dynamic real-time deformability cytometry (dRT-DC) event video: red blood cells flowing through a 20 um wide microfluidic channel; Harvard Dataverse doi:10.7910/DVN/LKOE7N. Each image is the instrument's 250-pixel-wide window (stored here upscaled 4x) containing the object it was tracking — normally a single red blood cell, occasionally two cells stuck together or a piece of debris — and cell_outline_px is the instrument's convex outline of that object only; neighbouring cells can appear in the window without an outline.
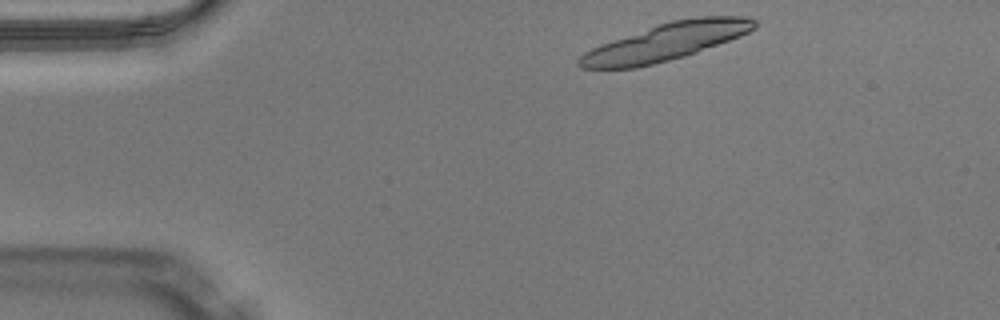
{"species": "Egyptian fruit bat (a non-hibernating species)", "species_latin": "Rousettus aegyptiacus", "temperature_condition": "warm", "stored_images_in_passage": 10, "camera_frame_rate_fps": 3000, "um_per_image_px": 0.085, "animal": {"sex": "male"}, "frame": {"image": 1, "passage_image": 1, "time_ms": 0.0, "image_size_px": [1000, 320], "cell_outline_px": [[756, 28], [740, 36], [696, 52], [684, 56], [636, 68], [580, 68], [576, 64], [576, 60], [584, 52], [600, 44], [656, 24], [672, 20], [696, 16], [744, 16], [756, 20]], "centroid_in_image_um": [56.58, 3.55], "position_along_channel_um": 28.4, "area_um2": 37.97}}